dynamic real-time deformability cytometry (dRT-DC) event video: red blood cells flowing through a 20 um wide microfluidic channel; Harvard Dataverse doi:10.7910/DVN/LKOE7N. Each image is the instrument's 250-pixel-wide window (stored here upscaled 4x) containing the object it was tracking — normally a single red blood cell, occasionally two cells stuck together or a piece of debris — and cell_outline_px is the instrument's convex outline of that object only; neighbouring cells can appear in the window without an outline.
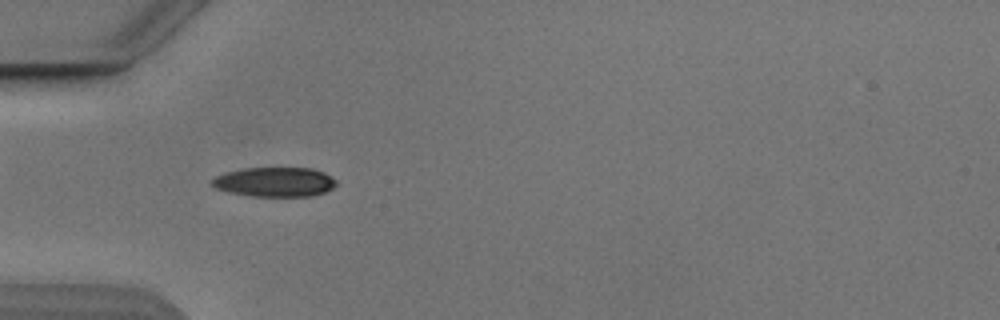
{"species": "Egyptian fruit bat (a non-hibernating species)", "species_latin": "Rousettus aegyptiacus", "temperature_condition": "cold", "stored_images_in_passage": 47, "camera_frame_rate_fps": 3000, "um_per_image_px": 0.085, "animal": {"sex": "male"}, "frame": {"image": 1, "passage_image": 14, "time_ms": 4.333, "image_size_px": [1000, 320], "cell_outline_px": [[332, 184], [328, 188], [320, 192], [292, 196], [268, 196], [244, 192], [224, 188], [216, 184], [216, 180], [224, 176], [236, 172], [256, 168], [304, 168], [320, 172], [328, 176], [332, 180]], "centroid_in_image_um": [23.51, 15.44], "position_along_channel_um": 61.5, "area_um2": 18.38}}
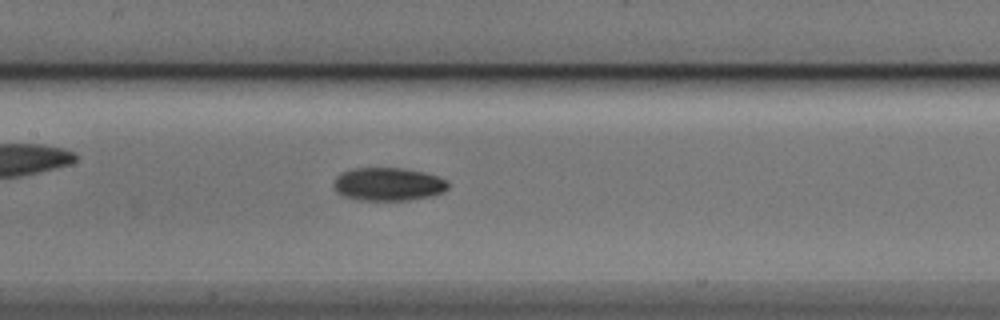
{"frame": {"image": 2, "passage_image": 23, "time_ms": 7.333, "image_size_px": [1000, 320], "cell_outline_px": [[444, 188], [436, 192], [412, 196], [364, 196], [344, 192], [336, 184], [344, 176], [352, 172], [412, 172], [428, 176], [440, 180], [444, 184]], "centroid_in_image_um": [33.08, 15.64], "position_along_channel_um": 174.3, "area_um2": 15.66}}
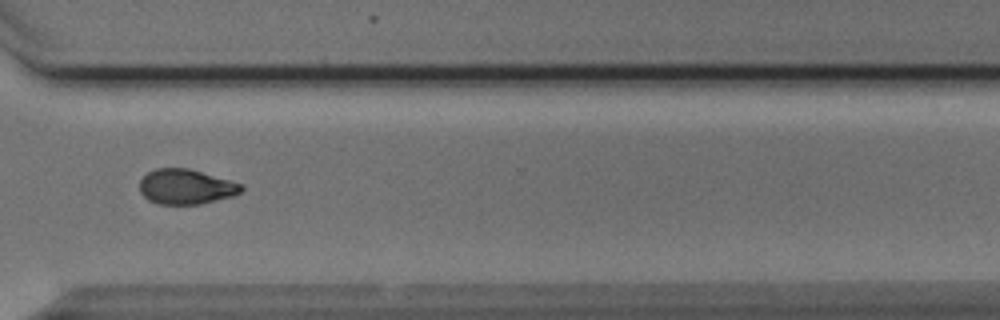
{"frame": {"image": 3, "passage_image": 37, "time_ms": 12.0, "image_size_px": [1000, 320], "cell_outline_px": [[240, 188], [236, 192], [224, 196], [192, 204], [168, 204], [152, 200], [140, 188], [140, 184], [144, 176], [152, 172], [164, 168], [180, 168], [196, 172], [240, 184]], "centroid_in_image_um": [15.71, 15.86], "position_along_channel_um": 354.9, "area_um2": 18.44}}